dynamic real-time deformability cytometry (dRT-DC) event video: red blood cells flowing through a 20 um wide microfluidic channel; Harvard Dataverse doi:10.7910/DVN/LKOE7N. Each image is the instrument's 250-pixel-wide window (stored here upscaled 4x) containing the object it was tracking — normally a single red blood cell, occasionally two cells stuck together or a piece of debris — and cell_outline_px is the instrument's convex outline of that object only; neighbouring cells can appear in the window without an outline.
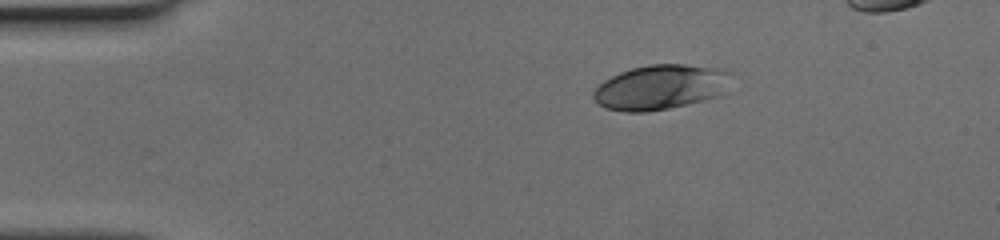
{"species": "human", "species_latin": "Homo sapiens", "temperature_condition": "cold", "stored_images_in_passage": 40, "camera_frame_rate_fps": 3000, "um_per_image_px": 0.085, "donor": {"sex": "female"}, "frame": {"image": 1, "passage_image": 1, "time_ms": 0.0, "image_size_px": [1000, 240], "cell_outline_px": [[732, 72], [716, 96], [704, 100], [668, 108], [648, 112], [624, 112], [604, 108], [592, 96], [592, 92], [604, 80], [620, 72], [632, 68], [648, 64], [684, 64]], "centroid_in_image_um": [56.02, 7.42], "position_along_channel_um": 29.0, "area_um2": 35.14}}
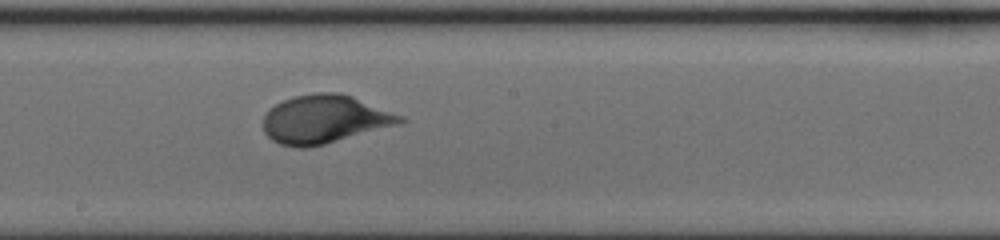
{"frame": {"image": 2, "passage_image": 20, "time_ms": 6.333, "image_size_px": [1000, 240], "cell_outline_px": [[408, 120], [396, 124], [324, 144], [308, 148], [296, 148], [280, 144], [272, 140], [264, 132], [264, 116], [268, 108], [284, 100], [296, 96], [316, 92], [336, 92], [352, 96], [404, 116]], "centroid_in_image_um": [27.55, 10.13], "position_along_channel_um": 220.6, "area_um2": 38.21}}
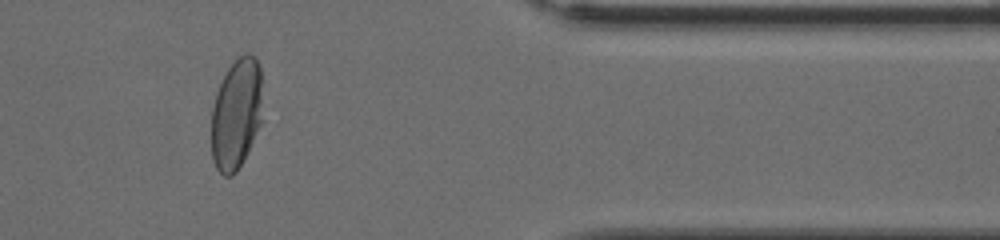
{"frame": {"image": 3, "passage_image": 34, "time_ms": 11.0, "image_size_px": [1000, 240], "cell_outline_px": [[260, 124], [248, 152], [236, 172], [232, 176], [224, 176], [216, 168], [212, 160], [212, 108], [216, 92], [228, 68], [244, 52], [248, 52], [256, 60], [260, 68]], "centroid_in_image_um": [20.06, 9.72], "position_along_channel_um": 391.3, "area_um2": 32.54}}